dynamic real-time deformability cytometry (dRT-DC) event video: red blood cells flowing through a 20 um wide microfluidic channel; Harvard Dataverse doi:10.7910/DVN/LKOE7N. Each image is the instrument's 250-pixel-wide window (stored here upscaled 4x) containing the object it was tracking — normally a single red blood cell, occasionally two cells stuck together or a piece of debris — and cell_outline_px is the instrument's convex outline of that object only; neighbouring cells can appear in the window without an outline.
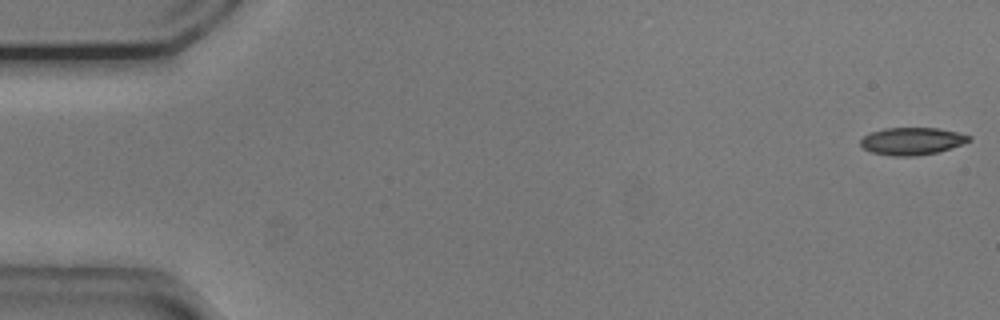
{"species": "common noctule bat (a hibernating species)", "species_latin": "Nyctalus noctula", "temperature_condition": "cold", "stored_images_in_passage": 4, "camera_frame_rate_fps": 3000, "um_per_image_px": 0.085, "animal": {"sex": "male", "body_mass_g": 20.5, "forearm_length_mm": 52.5}, "frame": {"image": 1, "passage_image": 1, "time_ms": 0.0, "image_size_px": [1000, 320], "cell_outline_px": [[972, 140], [936, 152], [916, 156], [892, 156], [872, 152], [864, 148], [860, 144], [860, 140], [864, 136], [872, 132], [884, 128], [940, 128], [972, 136]], "centroid_in_image_um": [77.51, 11.99], "position_along_channel_um": 7.5, "area_um2": 17.11}}